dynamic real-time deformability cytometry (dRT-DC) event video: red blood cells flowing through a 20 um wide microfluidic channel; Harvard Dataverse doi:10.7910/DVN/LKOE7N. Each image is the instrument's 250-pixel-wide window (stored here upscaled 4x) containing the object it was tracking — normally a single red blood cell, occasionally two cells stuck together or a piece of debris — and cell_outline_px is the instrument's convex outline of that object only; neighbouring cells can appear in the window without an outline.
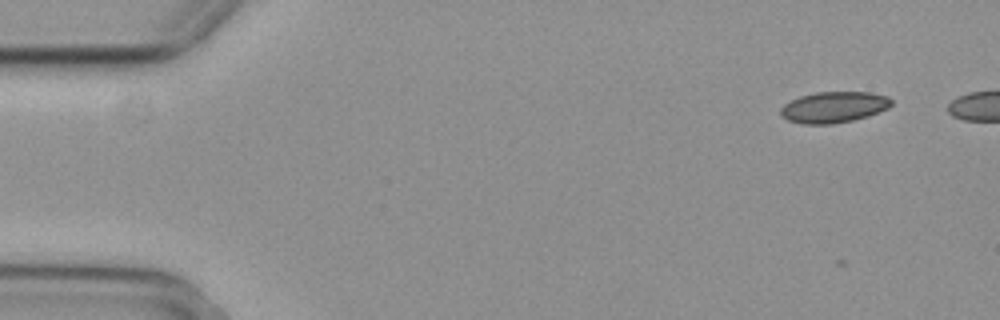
{"species": "common noctule bat (a hibernating species)", "species_latin": "Nyctalus noctula", "temperature_condition": "cold", "stored_images_in_passage": 46, "camera_frame_rate_fps": 3000, "um_per_image_px": 0.085, "animal": {"sex": "female", "body_mass_g": 29.2, "forearm_length_mm": 56.3}, "frame": {"image": 1, "passage_image": 1, "time_ms": 0.0, "image_size_px": [1000, 320], "cell_outline_px": [[892, 104], [888, 108], [868, 116], [852, 120], [832, 124], [804, 124], [788, 120], [780, 112], [780, 108], [784, 104], [800, 96], [816, 92], [872, 92], [888, 96], [892, 100]], "centroid_in_image_um": [70.9, 9.1], "position_along_channel_um": 14.1, "area_um2": 20.0}}
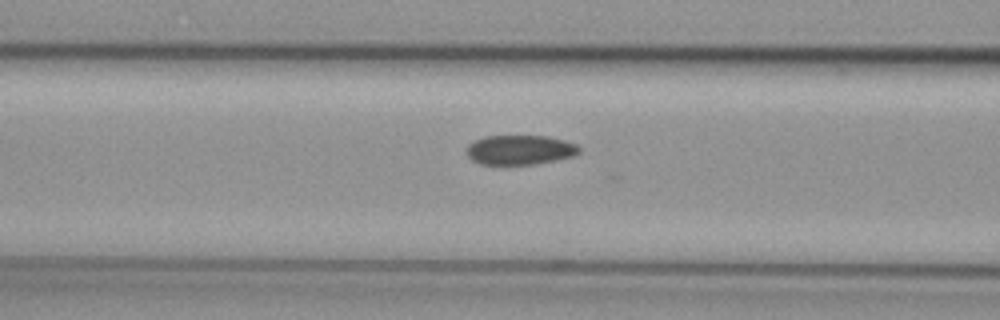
{"frame": {"image": 2, "passage_image": 19, "time_ms": 6.0, "image_size_px": [1000, 320], "cell_outline_px": [[580, 152], [572, 156], [556, 160], [536, 164], [504, 168], [480, 164], [472, 160], [468, 156], [468, 144], [472, 140], [484, 136], [548, 136], [564, 140], [576, 144], [580, 148]], "centroid_in_image_um": [44.14, 12.78], "position_along_channel_um": 122.5, "area_um2": 20.23}}
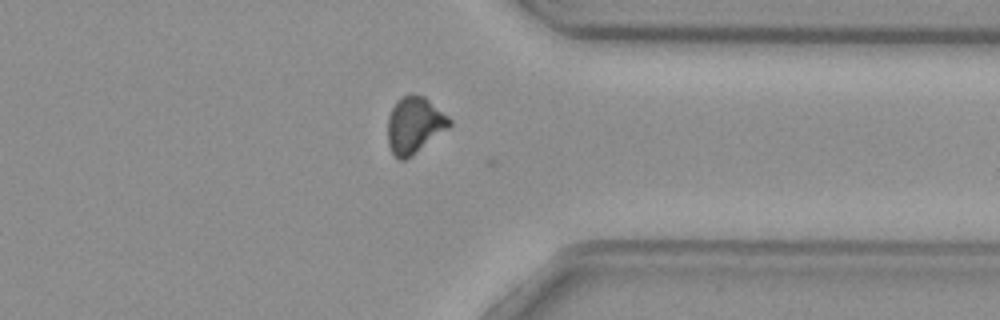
{"frame": {"image": 3, "passage_image": 40, "time_ms": 13.0, "image_size_px": [1000, 320], "cell_outline_px": [[452, 124], [448, 128], [412, 156], [404, 160], [400, 160], [392, 152], [388, 144], [388, 116], [396, 100], [400, 96], [424, 96], [448, 116], [452, 120]], "centroid_in_image_um": [35.22, 10.64], "position_along_channel_um": 376.2, "area_um2": 20.11}, "authors_computed_cell_mechanics": {"area_um2": 20.23, "velocity_mm_per_s": 3.7046, "shape_relaxation_time_tau1_ms": null, "shape_relaxation_time_tau2_ms": 3.1904, "deformation_change_tau1": null, "deformation_change_tau2": 0.0687}}